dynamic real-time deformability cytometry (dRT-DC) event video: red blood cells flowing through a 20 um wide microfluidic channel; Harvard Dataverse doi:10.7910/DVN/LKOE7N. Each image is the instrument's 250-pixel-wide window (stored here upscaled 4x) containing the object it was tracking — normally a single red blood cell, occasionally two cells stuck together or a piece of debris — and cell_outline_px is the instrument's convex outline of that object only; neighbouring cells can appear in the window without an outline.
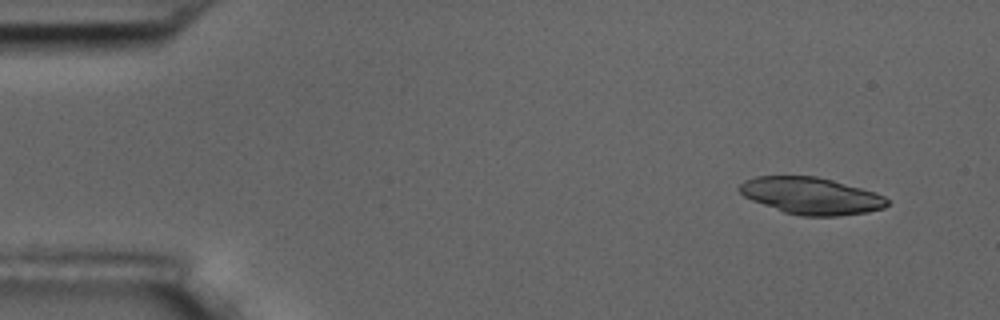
{"species": "common noctule bat (a hibernating species)", "species_latin": "Nyctalus noctula", "temperature_condition": "room temperature", "stored_images_in_passage": 5, "camera_frame_rate_fps": 3000, "um_per_image_px": 0.085, "animal": {"sex": "male", "body_mass_g": 17.5, "forearm_length_mm": 52.3}, "frame": {"image": 1, "passage_image": 2, "time_ms": 1.333, "image_size_px": [1000, 320], "cell_outline_px": [[888, 204], [884, 208], [868, 212], [840, 216], [800, 216], [784, 212], [752, 200], [744, 196], [740, 192], [740, 184], [744, 180], [756, 176], [816, 176], [832, 180], [876, 192], [884, 196], [888, 200]], "centroid_in_image_um": [68.97, 16.65], "position_along_channel_um": 16.0, "area_um2": 31.73}}